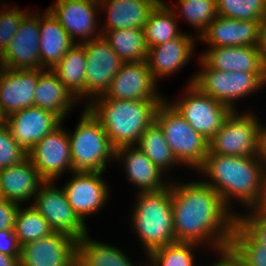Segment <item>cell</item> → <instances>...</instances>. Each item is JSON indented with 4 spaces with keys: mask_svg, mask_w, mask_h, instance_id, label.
I'll return each instance as SVG.
<instances>
[{
    "mask_svg": "<svg viewBox=\"0 0 266 266\" xmlns=\"http://www.w3.org/2000/svg\"><path fill=\"white\" fill-rule=\"evenodd\" d=\"M171 198L176 242L209 243L219 255L227 252L237 214L202 180L174 184Z\"/></svg>",
    "mask_w": 266,
    "mask_h": 266,
    "instance_id": "obj_1",
    "label": "cell"
},
{
    "mask_svg": "<svg viewBox=\"0 0 266 266\" xmlns=\"http://www.w3.org/2000/svg\"><path fill=\"white\" fill-rule=\"evenodd\" d=\"M198 170L212 180L203 182L221 196L230 210L231 200L236 197L249 210L260 203L266 173L260 158L208 154Z\"/></svg>",
    "mask_w": 266,
    "mask_h": 266,
    "instance_id": "obj_2",
    "label": "cell"
},
{
    "mask_svg": "<svg viewBox=\"0 0 266 266\" xmlns=\"http://www.w3.org/2000/svg\"><path fill=\"white\" fill-rule=\"evenodd\" d=\"M162 101L95 98L86 105L98 119L116 150L136 145L145 129L155 121Z\"/></svg>",
    "mask_w": 266,
    "mask_h": 266,
    "instance_id": "obj_3",
    "label": "cell"
},
{
    "mask_svg": "<svg viewBox=\"0 0 266 266\" xmlns=\"http://www.w3.org/2000/svg\"><path fill=\"white\" fill-rule=\"evenodd\" d=\"M136 201L131 222L145 254L176 242L171 183L159 191L138 193Z\"/></svg>",
    "mask_w": 266,
    "mask_h": 266,
    "instance_id": "obj_4",
    "label": "cell"
},
{
    "mask_svg": "<svg viewBox=\"0 0 266 266\" xmlns=\"http://www.w3.org/2000/svg\"><path fill=\"white\" fill-rule=\"evenodd\" d=\"M72 164L70 173L104 172L115 149L98 119L85 107L73 134L68 133Z\"/></svg>",
    "mask_w": 266,
    "mask_h": 266,
    "instance_id": "obj_5",
    "label": "cell"
},
{
    "mask_svg": "<svg viewBox=\"0 0 266 266\" xmlns=\"http://www.w3.org/2000/svg\"><path fill=\"white\" fill-rule=\"evenodd\" d=\"M155 121L162 128L178 163L198 171L208 155L209 141L196 132L166 99L157 107Z\"/></svg>",
    "mask_w": 266,
    "mask_h": 266,
    "instance_id": "obj_6",
    "label": "cell"
},
{
    "mask_svg": "<svg viewBox=\"0 0 266 266\" xmlns=\"http://www.w3.org/2000/svg\"><path fill=\"white\" fill-rule=\"evenodd\" d=\"M201 70L196 72L189 80L203 94L214 98L233 111L236 110L234 102L245 98L266 84V73L225 72L207 67L201 60Z\"/></svg>",
    "mask_w": 266,
    "mask_h": 266,
    "instance_id": "obj_7",
    "label": "cell"
},
{
    "mask_svg": "<svg viewBox=\"0 0 266 266\" xmlns=\"http://www.w3.org/2000/svg\"><path fill=\"white\" fill-rule=\"evenodd\" d=\"M259 126L253 113L232 111L209 140L208 154L259 158Z\"/></svg>",
    "mask_w": 266,
    "mask_h": 266,
    "instance_id": "obj_8",
    "label": "cell"
},
{
    "mask_svg": "<svg viewBox=\"0 0 266 266\" xmlns=\"http://www.w3.org/2000/svg\"><path fill=\"white\" fill-rule=\"evenodd\" d=\"M184 97L169 103L190 126L206 140H210L221 129L233 111L227 105L203 94L193 84L187 85ZM174 102V103H173Z\"/></svg>",
    "mask_w": 266,
    "mask_h": 266,
    "instance_id": "obj_9",
    "label": "cell"
},
{
    "mask_svg": "<svg viewBox=\"0 0 266 266\" xmlns=\"http://www.w3.org/2000/svg\"><path fill=\"white\" fill-rule=\"evenodd\" d=\"M55 186L54 181H45L30 205L44 217L54 232L67 234L78 241L88 234L87 224L73 211L63 188Z\"/></svg>",
    "mask_w": 266,
    "mask_h": 266,
    "instance_id": "obj_10",
    "label": "cell"
},
{
    "mask_svg": "<svg viewBox=\"0 0 266 266\" xmlns=\"http://www.w3.org/2000/svg\"><path fill=\"white\" fill-rule=\"evenodd\" d=\"M86 54L85 97L104 95L123 61L103 36L81 43Z\"/></svg>",
    "mask_w": 266,
    "mask_h": 266,
    "instance_id": "obj_11",
    "label": "cell"
},
{
    "mask_svg": "<svg viewBox=\"0 0 266 266\" xmlns=\"http://www.w3.org/2000/svg\"><path fill=\"white\" fill-rule=\"evenodd\" d=\"M157 91V81L144 60L123 63L105 94L96 98L164 101L163 95Z\"/></svg>",
    "mask_w": 266,
    "mask_h": 266,
    "instance_id": "obj_12",
    "label": "cell"
},
{
    "mask_svg": "<svg viewBox=\"0 0 266 266\" xmlns=\"http://www.w3.org/2000/svg\"><path fill=\"white\" fill-rule=\"evenodd\" d=\"M28 159L46 181H56L63 172H70L72 159L65 128L60 124L45 135L28 152Z\"/></svg>",
    "mask_w": 266,
    "mask_h": 266,
    "instance_id": "obj_13",
    "label": "cell"
},
{
    "mask_svg": "<svg viewBox=\"0 0 266 266\" xmlns=\"http://www.w3.org/2000/svg\"><path fill=\"white\" fill-rule=\"evenodd\" d=\"M39 36V13L29 12L22 19L6 50L0 55L1 67L42 69Z\"/></svg>",
    "mask_w": 266,
    "mask_h": 266,
    "instance_id": "obj_14",
    "label": "cell"
},
{
    "mask_svg": "<svg viewBox=\"0 0 266 266\" xmlns=\"http://www.w3.org/2000/svg\"><path fill=\"white\" fill-rule=\"evenodd\" d=\"M77 240L54 232L21 246L19 266H76Z\"/></svg>",
    "mask_w": 266,
    "mask_h": 266,
    "instance_id": "obj_15",
    "label": "cell"
},
{
    "mask_svg": "<svg viewBox=\"0 0 266 266\" xmlns=\"http://www.w3.org/2000/svg\"><path fill=\"white\" fill-rule=\"evenodd\" d=\"M98 7L96 0H56L48 9L75 43V36L82 38L77 43H83L102 36L96 23Z\"/></svg>",
    "mask_w": 266,
    "mask_h": 266,
    "instance_id": "obj_16",
    "label": "cell"
},
{
    "mask_svg": "<svg viewBox=\"0 0 266 266\" xmlns=\"http://www.w3.org/2000/svg\"><path fill=\"white\" fill-rule=\"evenodd\" d=\"M103 172L73 173L63 190L76 215L85 222V216L95 214L106 204L110 195ZM105 203V204H104Z\"/></svg>",
    "mask_w": 266,
    "mask_h": 266,
    "instance_id": "obj_17",
    "label": "cell"
},
{
    "mask_svg": "<svg viewBox=\"0 0 266 266\" xmlns=\"http://www.w3.org/2000/svg\"><path fill=\"white\" fill-rule=\"evenodd\" d=\"M63 121L54 113L39 107H28L7 116L5 125L14 140L28 153L45 135Z\"/></svg>",
    "mask_w": 266,
    "mask_h": 266,
    "instance_id": "obj_18",
    "label": "cell"
},
{
    "mask_svg": "<svg viewBox=\"0 0 266 266\" xmlns=\"http://www.w3.org/2000/svg\"><path fill=\"white\" fill-rule=\"evenodd\" d=\"M263 21L238 20L217 16L198 40L210 48L225 46L259 45L260 26Z\"/></svg>",
    "mask_w": 266,
    "mask_h": 266,
    "instance_id": "obj_19",
    "label": "cell"
},
{
    "mask_svg": "<svg viewBox=\"0 0 266 266\" xmlns=\"http://www.w3.org/2000/svg\"><path fill=\"white\" fill-rule=\"evenodd\" d=\"M38 69L0 68V102L6 115L34 106Z\"/></svg>",
    "mask_w": 266,
    "mask_h": 266,
    "instance_id": "obj_20",
    "label": "cell"
},
{
    "mask_svg": "<svg viewBox=\"0 0 266 266\" xmlns=\"http://www.w3.org/2000/svg\"><path fill=\"white\" fill-rule=\"evenodd\" d=\"M195 37L182 33L166 43L148 48L146 62L156 81L174 74L188 63L193 57L195 40H198Z\"/></svg>",
    "mask_w": 266,
    "mask_h": 266,
    "instance_id": "obj_21",
    "label": "cell"
},
{
    "mask_svg": "<svg viewBox=\"0 0 266 266\" xmlns=\"http://www.w3.org/2000/svg\"><path fill=\"white\" fill-rule=\"evenodd\" d=\"M207 67L225 72L266 73L257 46H225L208 48L199 57Z\"/></svg>",
    "mask_w": 266,
    "mask_h": 266,
    "instance_id": "obj_22",
    "label": "cell"
},
{
    "mask_svg": "<svg viewBox=\"0 0 266 266\" xmlns=\"http://www.w3.org/2000/svg\"><path fill=\"white\" fill-rule=\"evenodd\" d=\"M121 160L127 174V180L137 186L139 193L155 192L170 185L162 179L160 170L136 145L125 146L115 150V160Z\"/></svg>",
    "mask_w": 266,
    "mask_h": 266,
    "instance_id": "obj_23",
    "label": "cell"
},
{
    "mask_svg": "<svg viewBox=\"0 0 266 266\" xmlns=\"http://www.w3.org/2000/svg\"><path fill=\"white\" fill-rule=\"evenodd\" d=\"M46 180L27 158L0 170V197L20 204L34 199Z\"/></svg>",
    "mask_w": 266,
    "mask_h": 266,
    "instance_id": "obj_24",
    "label": "cell"
},
{
    "mask_svg": "<svg viewBox=\"0 0 266 266\" xmlns=\"http://www.w3.org/2000/svg\"><path fill=\"white\" fill-rule=\"evenodd\" d=\"M158 0H99V10L107 13L101 30L143 29Z\"/></svg>",
    "mask_w": 266,
    "mask_h": 266,
    "instance_id": "obj_25",
    "label": "cell"
},
{
    "mask_svg": "<svg viewBox=\"0 0 266 266\" xmlns=\"http://www.w3.org/2000/svg\"><path fill=\"white\" fill-rule=\"evenodd\" d=\"M39 32L42 69H52L76 43L49 9L39 14Z\"/></svg>",
    "mask_w": 266,
    "mask_h": 266,
    "instance_id": "obj_26",
    "label": "cell"
},
{
    "mask_svg": "<svg viewBox=\"0 0 266 266\" xmlns=\"http://www.w3.org/2000/svg\"><path fill=\"white\" fill-rule=\"evenodd\" d=\"M34 106L56 114L62 121L78 101L51 69H38Z\"/></svg>",
    "mask_w": 266,
    "mask_h": 266,
    "instance_id": "obj_27",
    "label": "cell"
},
{
    "mask_svg": "<svg viewBox=\"0 0 266 266\" xmlns=\"http://www.w3.org/2000/svg\"><path fill=\"white\" fill-rule=\"evenodd\" d=\"M76 266H137L119 248L91 239L87 234L77 241ZM147 266V265H145Z\"/></svg>",
    "mask_w": 266,
    "mask_h": 266,
    "instance_id": "obj_28",
    "label": "cell"
},
{
    "mask_svg": "<svg viewBox=\"0 0 266 266\" xmlns=\"http://www.w3.org/2000/svg\"><path fill=\"white\" fill-rule=\"evenodd\" d=\"M51 70L77 100L85 98L86 54L81 43L74 44Z\"/></svg>",
    "mask_w": 266,
    "mask_h": 266,
    "instance_id": "obj_29",
    "label": "cell"
},
{
    "mask_svg": "<svg viewBox=\"0 0 266 266\" xmlns=\"http://www.w3.org/2000/svg\"><path fill=\"white\" fill-rule=\"evenodd\" d=\"M172 10L164 0L159 2L150 12L147 22L143 27L148 48L157 46L179 37L178 18L179 12Z\"/></svg>",
    "mask_w": 266,
    "mask_h": 266,
    "instance_id": "obj_30",
    "label": "cell"
},
{
    "mask_svg": "<svg viewBox=\"0 0 266 266\" xmlns=\"http://www.w3.org/2000/svg\"><path fill=\"white\" fill-rule=\"evenodd\" d=\"M102 36L123 63L142 62L147 58L148 46L143 29L101 30Z\"/></svg>",
    "mask_w": 266,
    "mask_h": 266,
    "instance_id": "obj_31",
    "label": "cell"
},
{
    "mask_svg": "<svg viewBox=\"0 0 266 266\" xmlns=\"http://www.w3.org/2000/svg\"><path fill=\"white\" fill-rule=\"evenodd\" d=\"M136 146H138L163 173L169 170L170 167L179 164L172 154L162 128L156 121H153L145 129Z\"/></svg>",
    "mask_w": 266,
    "mask_h": 266,
    "instance_id": "obj_32",
    "label": "cell"
},
{
    "mask_svg": "<svg viewBox=\"0 0 266 266\" xmlns=\"http://www.w3.org/2000/svg\"><path fill=\"white\" fill-rule=\"evenodd\" d=\"M226 253L239 266H266V248L257 243L237 222Z\"/></svg>",
    "mask_w": 266,
    "mask_h": 266,
    "instance_id": "obj_33",
    "label": "cell"
},
{
    "mask_svg": "<svg viewBox=\"0 0 266 266\" xmlns=\"http://www.w3.org/2000/svg\"><path fill=\"white\" fill-rule=\"evenodd\" d=\"M13 229L20 246L54 233L49 223L32 205L24 209L20 205Z\"/></svg>",
    "mask_w": 266,
    "mask_h": 266,
    "instance_id": "obj_34",
    "label": "cell"
},
{
    "mask_svg": "<svg viewBox=\"0 0 266 266\" xmlns=\"http://www.w3.org/2000/svg\"><path fill=\"white\" fill-rule=\"evenodd\" d=\"M199 244L193 242H174L159 248L147 255V266H196L194 263L196 249Z\"/></svg>",
    "mask_w": 266,
    "mask_h": 266,
    "instance_id": "obj_35",
    "label": "cell"
},
{
    "mask_svg": "<svg viewBox=\"0 0 266 266\" xmlns=\"http://www.w3.org/2000/svg\"><path fill=\"white\" fill-rule=\"evenodd\" d=\"M179 9L172 10L182 13L187 23L199 31L200 35L218 16L216 0H178Z\"/></svg>",
    "mask_w": 266,
    "mask_h": 266,
    "instance_id": "obj_36",
    "label": "cell"
},
{
    "mask_svg": "<svg viewBox=\"0 0 266 266\" xmlns=\"http://www.w3.org/2000/svg\"><path fill=\"white\" fill-rule=\"evenodd\" d=\"M219 16L238 20L264 21L266 0H216Z\"/></svg>",
    "mask_w": 266,
    "mask_h": 266,
    "instance_id": "obj_37",
    "label": "cell"
},
{
    "mask_svg": "<svg viewBox=\"0 0 266 266\" xmlns=\"http://www.w3.org/2000/svg\"><path fill=\"white\" fill-rule=\"evenodd\" d=\"M27 158L28 153L14 140L4 124L0 128V170L21 163Z\"/></svg>",
    "mask_w": 266,
    "mask_h": 266,
    "instance_id": "obj_38",
    "label": "cell"
},
{
    "mask_svg": "<svg viewBox=\"0 0 266 266\" xmlns=\"http://www.w3.org/2000/svg\"><path fill=\"white\" fill-rule=\"evenodd\" d=\"M28 13L29 10H20L17 6L6 7L0 12V55L6 50L22 19Z\"/></svg>",
    "mask_w": 266,
    "mask_h": 266,
    "instance_id": "obj_39",
    "label": "cell"
},
{
    "mask_svg": "<svg viewBox=\"0 0 266 266\" xmlns=\"http://www.w3.org/2000/svg\"><path fill=\"white\" fill-rule=\"evenodd\" d=\"M251 214H237V223L260 245L266 248V214L250 209ZM251 216H250V215ZM245 216V217H244Z\"/></svg>",
    "mask_w": 266,
    "mask_h": 266,
    "instance_id": "obj_40",
    "label": "cell"
},
{
    "mask_svg": "<svg viewBox=\"0 0 266 266\" xmlns=\"http://www.w3.org/2000/svg\"><path fill=\"white\" fill-rule=\"evenodd\" d=\"M20 204L0 197V231L13 229Z\"/></svg>",
    "mask_w": 266,
    "mask_h": 266,
    "instance_id": "obj_41",
    "label": "cell"
},
{
    "mask_svg": "<svg viewBox=\"0 0 266 266\" xmlns=\"http://www.w3.org/2000/svg\"><path fill=\"white\" fill-rule=\"evenodd\" d=\"M0 252L12 257H20L21 246L15 236L14 229L0 231Z\"/></svg>",
    "mask_w": 266,
    "mask_h": 266,
    "instance_id": "obj_42",
    "label": "cell"
},
{
    "mask_svg": "<svg viewBox=\"0 0 266 266\" xmlns=\"http://www.w3.org/2000/svg\"><path fill=\"white\" fill-rule=\"evenodd\" d=\"M259 126V158L266 168V127Z\"/></svg>",
    "mask_w": 266,
    "mask_h": 266,
    "instance_id": "obj_43",
    "label": "cell"
},
{
    "mask_svg": "<svg viewBox=\"0 0 266 266\" xmlns=\"http://www.w3.org/2000/svg\"><path fill=\"white\" fill-rule=\"evenodd\" d=\"M260 55L262 60L266 64V19L261 23L260 35H259V45Z\"/></svg>",
    "mask_w": 266,
    "mask_h": 266,
    "instance_id": "obj_44",
    "label": "cell"
},
{
    "mask_svg": "<svg viewBox=\"0 0 266 266\" xmlns=\"http://www.w3.org/2000/svg\"><path fill=\"white\" fill-rule=\"evenodd\" d=\"M218 257L219 260L210 264V266H239L227 253L219 255Z\"/></svg>",
    "mask_w": 266,
    "mask_h": 266,
    "instance_id": "obj_45",
    "label": "cell"
},
{
    "mask_svg": "<svg viewBox=\"0 0 266 266\" xmlns=\"http://www.w3.org/2000/svg\"><path fill=\"white\" fill-rule=\"evenodd\" d=\"M20 257H12L0 252V266H19Z\"/></svg>",
    "mask_w": 266,
    "mask_h": 266,
    "instance_id": "obj_46",
    "label": "cell"
},
{
    "mask_svg": "<svg viewBox=\"0 0 266 266\" xmlns=\"http://www.w3.org/2000/svg\"><path fill=\"white\" fill-rule=\"evenodd\" d=\"M257 211L262 212L266 214V173L263 178V191H262V197L260 199V203L255 208Z\"/></svg>",
    "mask_w": 266,
    "mask_h": 266,
    "instance_id": "obj_47",
    "label": "cell"
},
{
    "mask_svg": "<svg viewBox=\"0 0 266 266\" xmlns=\"http://www.w3.org/2000/svg\"><path fill=\"white\" fill-rule=\"evenodd\" d=\"M6 120H7V115L6 113L4 112L3 108H2V105H1V102H0V121L5 124L6 123Z\"/></svg>",
    "mask_w": 266,
    "mask_h": 266,
    "instance_id": "obj_48",
    "label": "cell"
},
{
    "mask_svg": "<svg viewBox=\"0 0 266 266\" xmlns=\"http://www.w3.org/2000/svg\"><path fill=\"white\" fill-rule=\"evenodd\" d=\"M4 124L0 121V128L3 126Z\"/></svg>",
    "mask_w": 266,
    "mask_h": 266,
    "instance_id": "obj_49",
    "label": "cell"
}]
</instances>
